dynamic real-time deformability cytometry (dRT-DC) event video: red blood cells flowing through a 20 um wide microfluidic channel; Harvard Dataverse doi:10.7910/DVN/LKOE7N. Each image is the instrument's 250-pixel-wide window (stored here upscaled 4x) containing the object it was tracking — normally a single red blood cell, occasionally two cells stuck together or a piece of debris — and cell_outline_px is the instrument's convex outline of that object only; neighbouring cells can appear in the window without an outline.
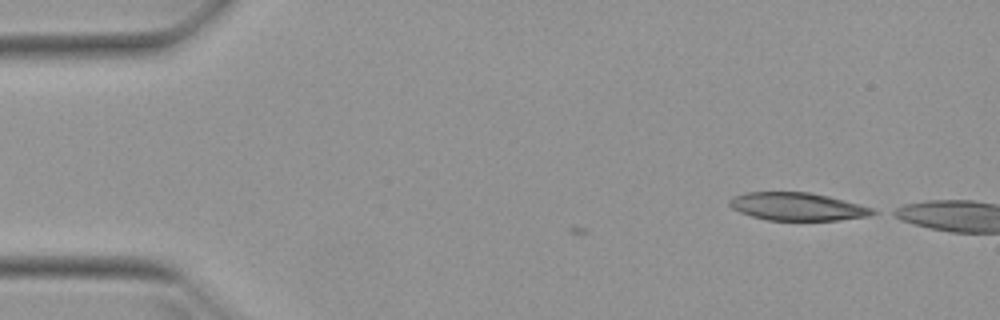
{"species": "Egyptian fruit bat (a non-hibernating species)", "species_latin": "Rousettus aegyptiacus", "temperature_condition": "warm", "stored_images_in_passage": 2, "camera_frame_rate_fps": 3000, "um_per_image_px": 0.085, "animal": {"sex": "female"}, "frame": {"image": 1, "passage_image": 2, "time_ms": 0.333, "image_size_px": [1000, 320], "cell_outline_px": [[880, 212], [868, 216], [836, 220], [768, 220], [752, 216], [740, 212], [732, 208], [728, 204], [728, 200], [732, 196], [744, 192], [808, 192], [828, 196], [872, 208]], "centroid_in_image_um": [67.73, 17.55], "position_along_channel_um": 17.3, "area_um2": 23.18}}